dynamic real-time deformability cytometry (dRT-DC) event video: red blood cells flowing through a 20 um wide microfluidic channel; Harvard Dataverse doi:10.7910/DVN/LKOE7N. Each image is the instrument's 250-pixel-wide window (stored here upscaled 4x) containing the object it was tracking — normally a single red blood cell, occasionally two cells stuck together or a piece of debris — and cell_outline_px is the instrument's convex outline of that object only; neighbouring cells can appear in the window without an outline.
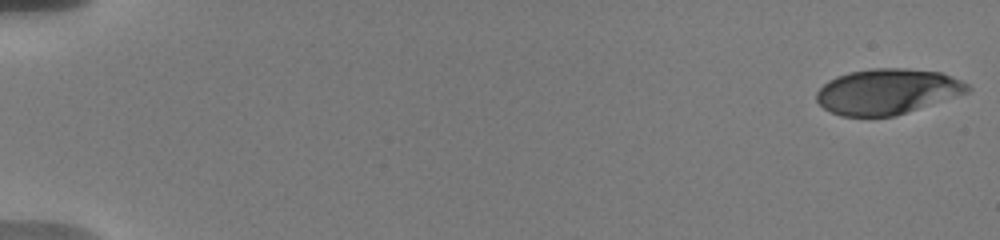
{"species": "human", "species_latin": "Homo sapiens", "temperature_condition": "warm", "stored_images_in_passage": 9, "camera_frame_rate_fps": 3000, "um_per_image_px": 0.085, "donor": {"sex": "male"}, "frame": {"image": 1, "passage_image": 1, "time_ms": 0.0, "image_size_px": [1000, 240], "cell_outline_px": [[972, 88], [968, 92], [896, 116], [840, 116], [824, 108], [816, 100], [816, 92], [828, 80], [836, 76], [848, 72], [872, 68], [904, 68], [940, 72], [960, 80], [968, 84]], "centroid_in_image_um": [75.4, 7.77], "position_along_channel_um": 9.6, "area_um2": 39.94}}
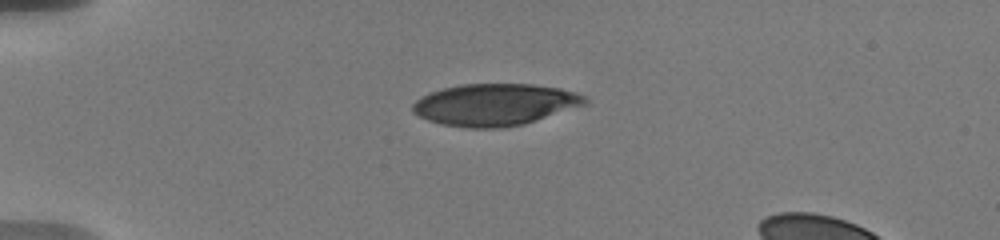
{"frame": {"image": 2, "passage_image": 6, "time_ms": 4.667, "image_size_px": [1000, 240], "cell_outline_px": [[588, 104], [524, 124], [500, 128], [468, 128], [440, 124], [428, 120], [412, 112], [412, 104], [416, 100], [428, 92], [460, 84], [532, 84], [560, 88], [576, 92], [584, 96], [588, 100]], "centroid_in_image_um": [42.07, 8.89], "position_along_channel_um": 42.9, "area_um2": 42.25}}
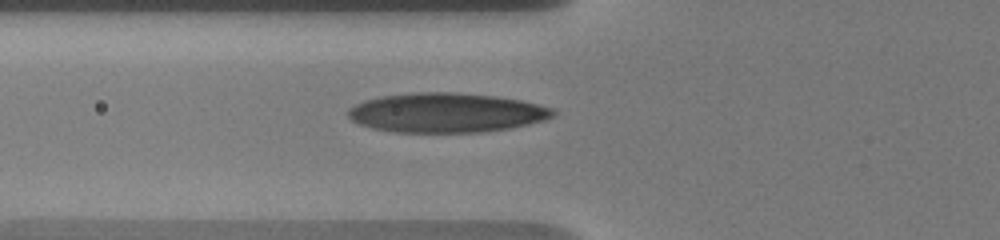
{"frame": {"image": 3, "passage_image": 9, "time_ms": 7.0, "image_size_px": [1000, 240], "cell_outline_px": [[556, 116], [544, 120], [512, 128], [484, 132], [396, 132], [372, 128], [360, 124], [352, 120], [348, 116], [348, 108], [364, 100], [380, 96], [416, 92], [456, 92], [496, 96], [520, 100], [552, 108], [556, 112]], "centroid_in_image_um": [37.94, 9.58], "position_along_channel_um": 87.9, "area_um2": 47.28}}